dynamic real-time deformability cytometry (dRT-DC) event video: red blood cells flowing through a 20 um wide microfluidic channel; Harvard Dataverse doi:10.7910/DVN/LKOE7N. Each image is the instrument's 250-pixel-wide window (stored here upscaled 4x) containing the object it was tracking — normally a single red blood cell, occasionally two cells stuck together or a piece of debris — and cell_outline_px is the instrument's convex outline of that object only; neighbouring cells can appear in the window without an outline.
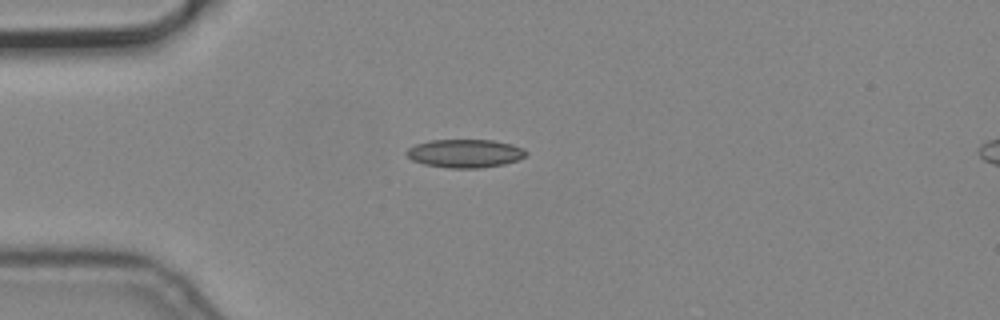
{"species": "common noctule bat (a hibernating species)", "species_latin": "Nyctalus noctula", "temperature_condition": "cold", "stored_images_in_passage": 3, "camera_frame_rate_fps": 3000, "um_per_image_px": 0.085, "animal": {"sex": "male", "body_mass_g": 19.2, "forearm_length_mm": 51.8}, "frame": {"image": 1, "passage_image": 1, "time_ms": 0.0, "image_size_px": [1000, 320], "cell_outline_px": [[528, 152], [520, 160], [504, 164], [480, 168], [448, 168], [424, 164], [412, 160], [404, 152], [408, 148], [416, 144], [432, 140], [492, 140], [512, 144], [524, 148]], "centroid_in_image_um": [39.54, 13.04], "position_along_channel_um": 45.5, "area_um2": 19.83}}
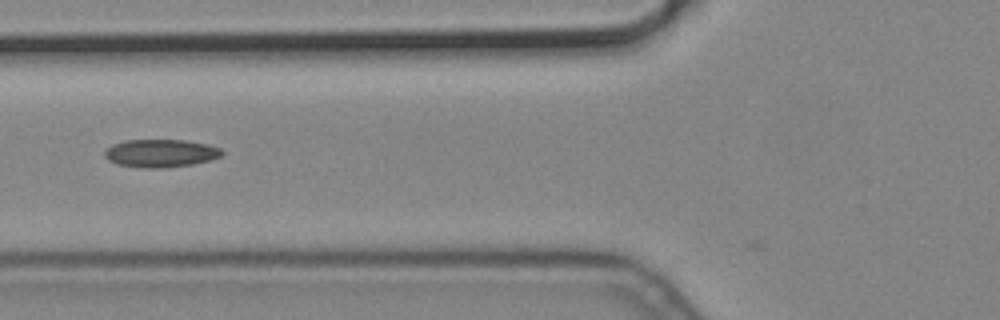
{"frame": {"image": 2, "passage_image": 3, "time_ms": 0.667, "image_size_px": [1000, 320], "cell_outline_px": [[224, 152], [220, 156], [208, 160], [192, 164], [160, 168], [144, 168], [116, 164], [108, 160], [104, 156], [104, 152], [112, 144], [124, 140], [184, 140], [208, 144], [220, 148]], "centroid_in_image_um": [13.62, 13.02], "position_along_channel_um": 112.2, "area_um2": 19.02}}